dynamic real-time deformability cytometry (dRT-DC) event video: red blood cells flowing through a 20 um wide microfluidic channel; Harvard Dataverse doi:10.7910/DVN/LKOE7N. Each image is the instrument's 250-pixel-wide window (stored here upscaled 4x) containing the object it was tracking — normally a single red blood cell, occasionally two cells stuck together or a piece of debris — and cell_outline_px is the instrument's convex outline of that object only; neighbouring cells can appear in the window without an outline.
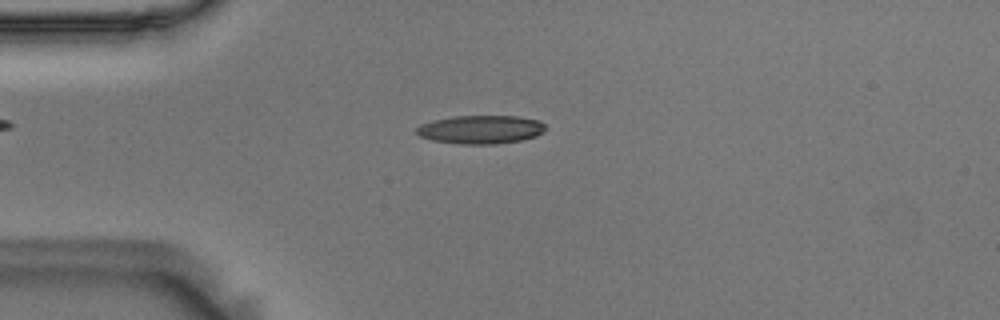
{"species": "Egyptian fruit bat (a non-hibernating species)", "species_latin": "Rousettus aegyptiacus", "temperature_condition": "room temperature", "stored_images_in_passage": 45, "camera_frame_rate_fps": 3000, "um_per_image_px": 0.085, "animal": {"sex": "male"}, "frame": {"image": 1, "passage_image": 3, "time_ms": 0.667, "image_size_px": [1000, 320], "cell_outline_px": [[548, 128], [544, 132], [536, 136], [524, 140], [496, 144], [460, 144], [432, 140], [420, 136], [416, 132], [416, 128], [420, 124], [432, 120], [452, 116], [516, 116], [540, 120]], "centroid_in_image_um": [40.89, 11.01], "position_along_channel_um": 44.1, "area_um2": 21.68}}
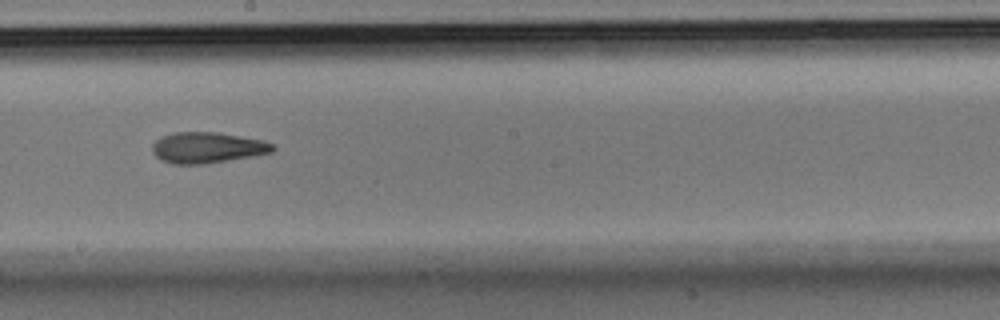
{"frame": {"image": 2, "passage_image": 20, "time_ms": 6.333, "image_size_px": [1000, 320], "cell_outline_px": [[276, 148], [272, 152], [252, 156], [208, 164], [172, 164], [160, 160], [152, 152], [152, 144], [160, 136], [172, 132], [216, 132], [264, 140], [276, 144]], "centroid_in_image_um": [17.62, 12.55], "position_along_channel_um": 230.6, "area_um2": 22.02}}
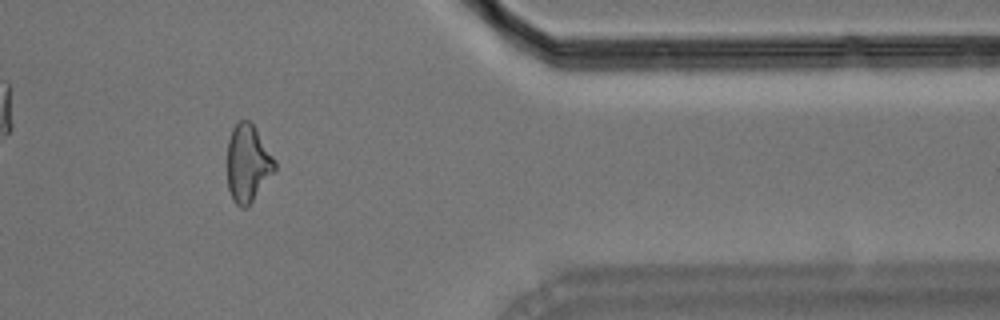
{"frame": {"image": 3, "passage_image": 35, "time_ms": 11.333, "image_size_px": [1000, 320], "cell_outline_px": [[276, 168], [252, 200], [244, 208], [240, 208], [232, 200], [228, 188], [228, 140], [232, 128], [240, 120], [248, 120], [256, 128], [276, 160]], "centroid_in_image_um": [21.05, 13.86], "position_along_channel_um": 390.3, "area_um2": 21.15}, "authors_computed_cell_mechanics": {"area_um2": 21.675, "velocity_mm_per_s": 3.6174, "shape_relaxation_time_tau1_ms": 10.3716, "shape_relaxation_time_tau2_ms": 5.3766, "deformation_change_tau1": 0.2619, "deformation_change_tau2": 0.1609}}